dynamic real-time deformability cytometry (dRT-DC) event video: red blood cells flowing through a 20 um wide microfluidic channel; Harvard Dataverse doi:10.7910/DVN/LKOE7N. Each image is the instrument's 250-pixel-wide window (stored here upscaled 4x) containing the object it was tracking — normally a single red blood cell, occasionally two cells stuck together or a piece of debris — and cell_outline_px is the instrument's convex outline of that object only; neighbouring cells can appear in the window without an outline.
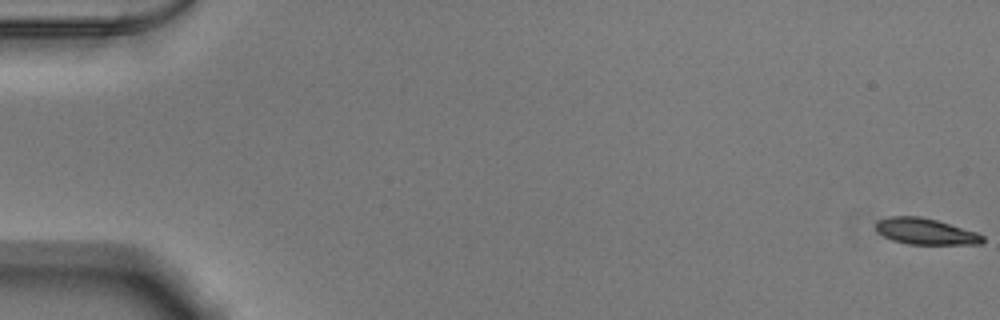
{"species": "Egyptian fruit bat (a non-hibernating species)", "species_latin": "Rousettus aegyptiacus", "temperature_condition": "warm", "stored_images_in_passage": 54, "camera_frame_rate_fps": 3000, "um_per_image_px": 0.085, "animal": {"sex": "male"}, "frame": {"image": 1, "passage_image": 1, "time_ms": 0.0, "image_size_px": [1000, 320], "cell_outline_px": [[984, 240], [980, 244], [908, 244], [892, 240], [876, 232], [876, 220], [888, 216], [920, 216], [936, 220], [976, 232], [984, 236]], "centroid_in_image_um": [78.62, 19.66], "position_along_channel_um": 6.4, "area_um2": 16.3}}
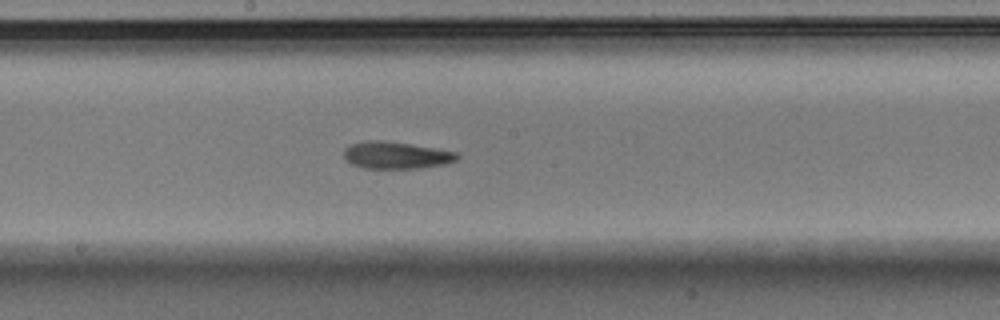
{"frame": {"image": 2, "passage_image": 30, "time_ms": 9.667, "image_size_px": [1000, 320], "cell_outline_px": [[460, 156], [456, 160], [444, 164], [420, 168], [364, 168], [352, 164], [344, 160], [344, 148], [352, 144], [368, 140], [384, 140], [436, 148], [460, 152]], "centroid_in_image_um": [33.68, 13.19], "position_along_channel_um": 214.5, "area_um2": 17.98}}
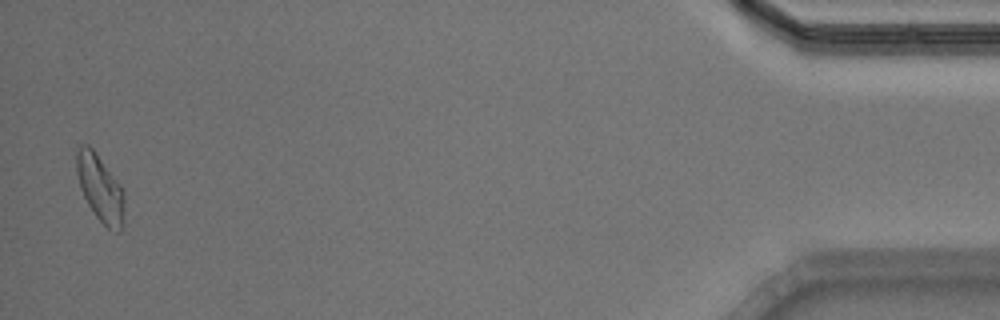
{"frame": {"image": 3, "passage_image": 53, "time_ms": 17.333, "image_size_px": [1000, 320], "cell_outline_px": [[124, 224], [120, 232], [116, 232], [108, 228], [96, 216], [88, 204], [80, 188], [76, 172], [76, 152], [80, 144], [88, 144], [96, 152], [120, 184], [124, 192]], "centroid_in_image_um": [8.52, 15.99], "position_along_channel_um": 426.7, "area_um2": 18.79}, "authors_computed_cell_mechanics": {"area_um2": 17.8024, "velocity_mm_per_s": 3.8608, "shape_relaxation_time_tau1_ms": 3.5755, "shape_relaxation_time_tau2_ms": 7.0434, "deformation_change_tau1": 0.1259, "deformation_change_tau2": 0.1456}}